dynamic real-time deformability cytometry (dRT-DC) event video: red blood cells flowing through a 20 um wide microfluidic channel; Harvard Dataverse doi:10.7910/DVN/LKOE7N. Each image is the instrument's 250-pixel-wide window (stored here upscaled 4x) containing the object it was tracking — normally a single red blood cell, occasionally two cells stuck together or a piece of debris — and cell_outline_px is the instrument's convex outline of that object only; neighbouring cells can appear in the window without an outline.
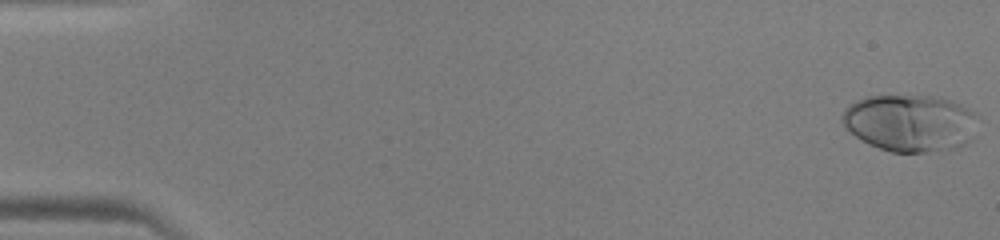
{"species": "human", "species_latin": "Homo sapiens", "temperature_condition": "warm", "stored_images_in_passage": 48, "camera_frame_rate_fps": 3000, "um_per_image_px": 0.085, "donor": {"sex": "male"}, "frame": {"image": 1, "passage_image": 1, "time_ms": 0.0, "image_size_px": [1000, 240], "cell_outline_px": [[976, 116], [972, 140], [956, 148], [924, 152], [892, 152], [868, 144], [856, 136], [844, 124], [840, 116], [844, 108], [848, 104], [868, 96], [940, 96], [960, 104], [968, 108]], "centroid_in_image_um": [77.35, 10.44], "position_along_channel_um": 7.7, "area_um2": 44.97}}
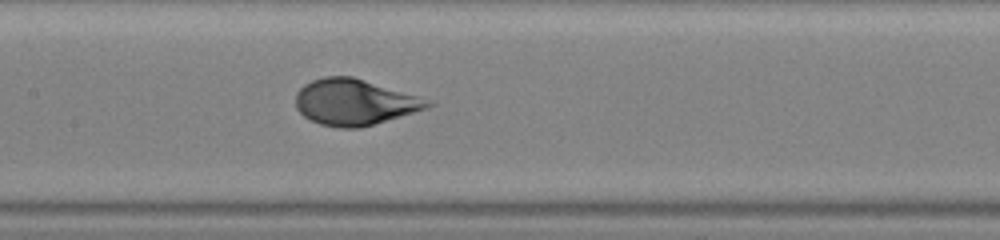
{"frame": {"image": 2, "passage_image": 24, "time_ms": 7.667, "image_size_px": [1000, 240], "cell_outline_px": [[436, 104], [428, 108], [360, 128], [336, 128], [320, 124], [304, 116], [296, 108], [296, 92], [304, 84], [312, 80], [324, 76], [352, 76], [416, 96]], "centroid_in_image_um": [30.08, 8.69], "position_along_channel_um": 177.3, "area_um2": 35.03}}
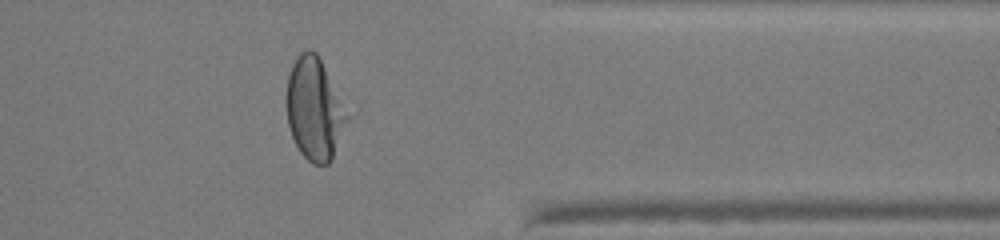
{"frame": {"image": 3, "passage_image": 39, "time_ms": 12.667, "image_size_px": [1000, 240], "cell_outline_px": [[348, 116], [332, 160], [328, 164], [312, 164], [300, 152], [292, 136], [288, 124], [284, 100], [288, 76], [292, 64], [296, 56], [300, 52], [308, 48], [312, 48], [316, 52]], "centroid_in_image_um": [26.65, 9.26], "position_along_channel_um": 384.7, "area_um2": 35.6}}